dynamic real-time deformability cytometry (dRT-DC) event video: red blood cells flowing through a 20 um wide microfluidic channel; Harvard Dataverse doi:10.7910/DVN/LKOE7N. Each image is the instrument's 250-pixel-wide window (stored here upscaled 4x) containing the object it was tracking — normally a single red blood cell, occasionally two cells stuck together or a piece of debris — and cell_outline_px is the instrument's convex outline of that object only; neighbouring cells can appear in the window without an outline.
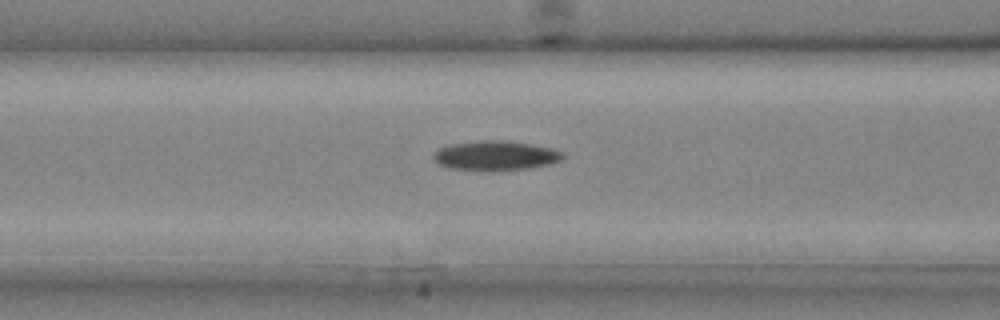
{"species": "common noctule bat (a hibernating species)", "species_latin": "Nyctalus noctula", "temperature_condition": "cold", "stored_images_in_passage": 23, "camera_frame_rate_fps": 3000, "um_per_image_px": 0.085, "animal": {"sex": "male", "body_mass_g": 20.4}, "frame": {"image": 1, "passage_image": 4, "time_ms": 1.0, "image_size_px": [1000, 320], "cell_outline_px": [[564, 160], [548, 164], [528, 168], [492, 172], [480, 172], [448, 168], [436, 164], [432, 160], [432, 156], [440, 148], [448, 144], [480, 140], [508, 140], [552, 148], [564, 152]], "centroid_in_image_um": [42.08, 13.25], "position_along_channel_um": 124.5, "area_um2": 23.06}}
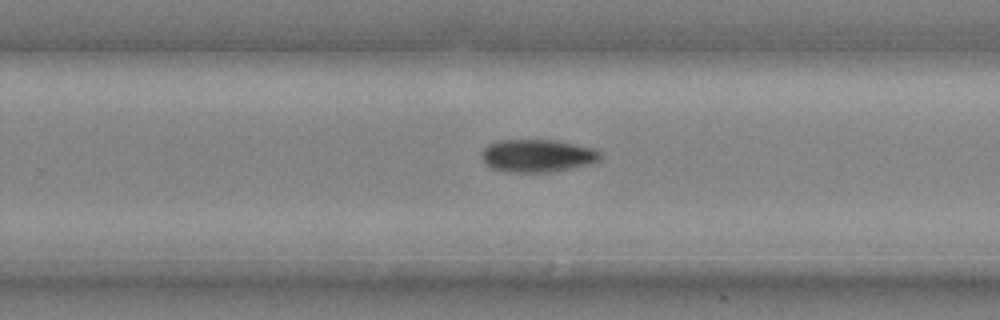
{"frame": {"image": 2, "passage_image": 12, "time_ms": 3.667, "image_size_px": [1000, 320], "cell_outline_px": [[600, 160], [592, 164], [548, 172], [512, 172], [492, 168], [484, 160], [484, 148], [488, 144], [500, 140], [556, 140], [592, 148], [600, 152]], "centroid_in_image_um": [45.72, 13.23], "position_along_channel_um": 284.1, "area_um2": 22.25}}
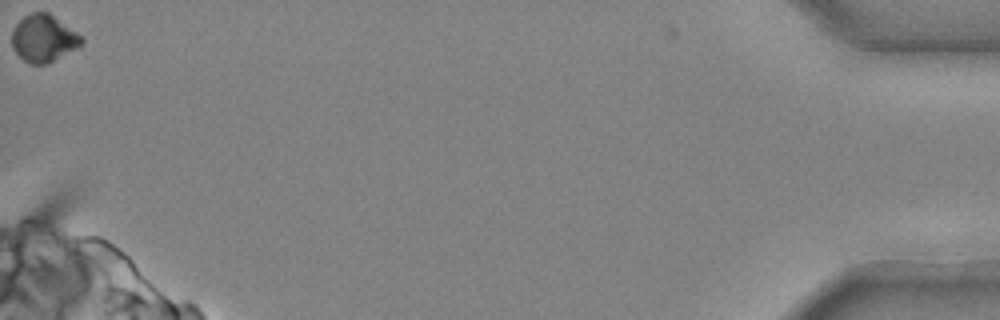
{"frame": {"image": 3, "passage_image": 23, "time_ms": 7.333, "image_size_px": [1000, 320], "cell_outline_px": [[84, 40], [76, 48], [44, 64], [28, 64], [12, 48], [12, 28], [24, 16], [32, 12], [48, 12], [76, 32]], "centroid_in_image_um": [3.65, 3.24], "position_along_channel_um": 431.5, "area_um2": 18.73}}